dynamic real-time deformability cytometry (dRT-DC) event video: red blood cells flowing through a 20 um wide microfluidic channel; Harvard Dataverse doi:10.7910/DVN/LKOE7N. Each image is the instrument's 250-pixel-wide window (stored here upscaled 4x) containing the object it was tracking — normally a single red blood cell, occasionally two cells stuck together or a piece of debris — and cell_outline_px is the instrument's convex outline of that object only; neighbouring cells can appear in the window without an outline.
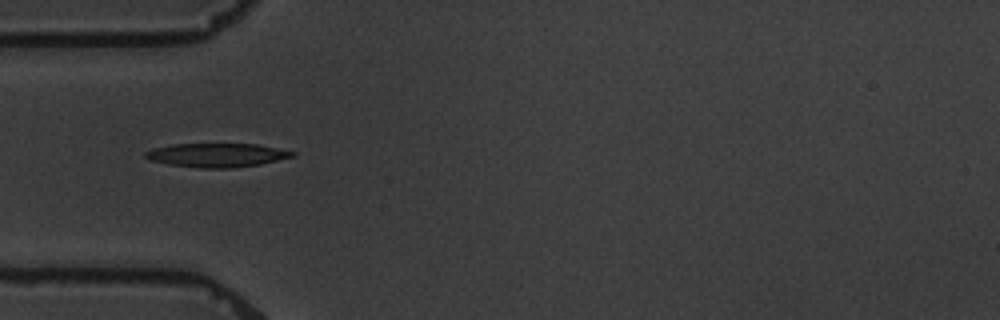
{"species": "common noctule bat (a hibernating species)", "species_latin": "Nyctalus noctula", "temperature_condition": "warm", "stored_images_in_passage": 7, "camera_frame_rate_fps": 3000, "um_per_image_px": 0.085, "animal": {"sex": "male", "body_mass_g": 19.5, "forearm_length_mm": 54.6}, "frame": {"image": 1, "passage_image": 1, "time_ms": 0.0, "image_size_px": [1000, 320], "cell_outline_px": [[296, 156], [260, 164], [236, 168], [200, 168], [168, 164], [148, 160], [144, 156], [144, 152], [152, 148], [172, 144], [256, 144], [296, 152]], "centroid_in_image_um": [18.4, 13.19], "position_along_channel_um": 66.6, "area_um2": 20.52}}
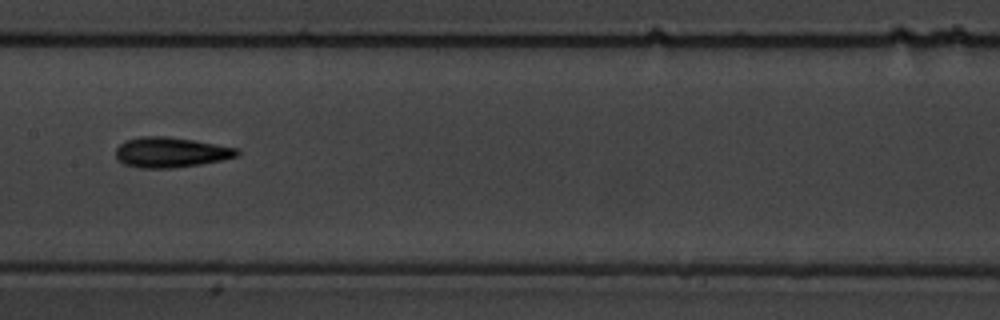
{"frame": {"image": 2, "passage_image": 4, "time_ms": 3.667, "image_size_px": [1000, 320], "cell_outline_px": [[240, 152], [236, 156], [220, 160], [200, 164], [172, 168], [140, 168], [124, 164], [116, 160], [116, 148], [120, 144], [128, 140], [140, 136], [168, 136], [240, 148]], "centroid_in_image_um": [14.49, 12.95], "position_along_channel_um": 192.9, "area_um2": 21.33}}
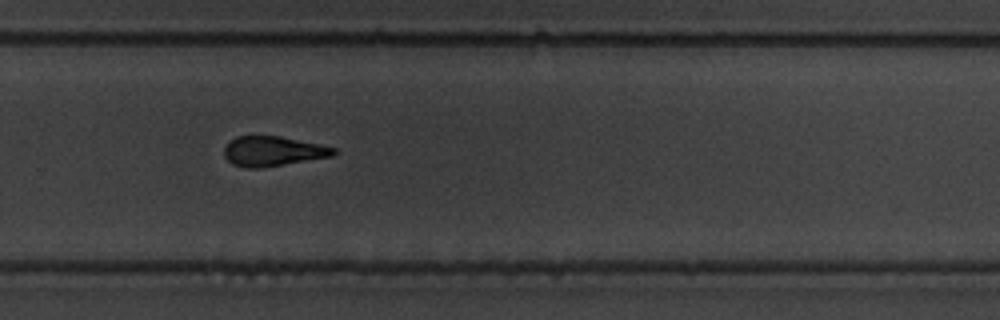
{"frame": {"image": 3, "passage_image": 7, "time_ms": 7.0, "image_size_px": [1000, 320], "cell_outline_px": [[336, 152], [332, 156], [260, 168], [244, 168], [232, 164], [224, 156], [224, 148], [236, 136], [252, 132], [280, 136], [320, 144], [336, 148]], "centroid_in_image_um": [23.14, 12.81], "position_along_channel_um": 306.7, "area_um2": 19.54}}